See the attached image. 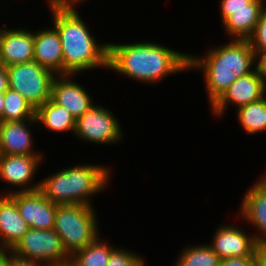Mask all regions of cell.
Returning a JSON list of instances; mask_svg holds the SVG:
<instances>
[{"instance_id":"obj_1","label":"cell","mask_w":266,"mask_h":266,"mask_svg":"<svg viewBox=\"0 0 266 266\" xmlns=\"http://www.w3.org/2000/svg\"><path fill=\"white\" fill-rule=\"evenodd\" d=\"M189 54L157 42H108V69L127 78L155 84L166 77L189 71Z\"/></svg>"},{"instance_id":"obj_2","label":"cell","mask_w":266,"mask_h":266,"mask_svg":"<svg viewBox=\"0 0 266 266\" xmlns=\"http://www.w3.org/2000/svg\"><path fill=\"white\" fill-rule=\"evenodd\" d=\"M52 26L62 43L64 75H78L92 69H108V43H99L79 15L76 6L49 7Z\"/></svg>"},{"instance_id":"obj_3","label":"cell","mask_w":266,"mask_h":266,"mask_svg":"<svg viewBox=\"0 0 266 266\" xmlns=\"http://www.w3.org/2000/svg\"><path fill=\"white\" fill-rule=\"evenodd\" d=\"M256 66L257 57L248 40L231 39L208 48L203 56L189 54V71H202L210 106L235 80L253 72Z\"/></svg>"},{"instance_id":"obj_4","label":"cell","mask_w":266,"mask_h":266,"mask_svg":"<svg viewBox=\"0 0 266 266\" xmlns=\"http://www.w3.org/2000/svg\"><path fill=\"white\" fill-rule=\"evenodd\" d=\"M110 166L76 164L48 175L40 181L39 191L56 205H81L93 207L92 197L110 185Z\"/></svg>"},{"instance_id":"obj_5","label":"cell","mask_w":266,"mask_h":266,"mask_svg":"<svg viewBox=\"0 0 266 266\" xmlns=\"http://www.w3.org/2000/svg\"><path fill=\"white\" fill-rule=\"evenodd\" d=\"M97 213L85 204L57 205L53 230L70 257L100 235Z\"/></svg>"},{"instance_id":"obj_6","label":"cell","mask_w":266,"mask_h":266,"mask_svg":"<svg viewBox=\"0 0 266 266\" xmlns=\"http://www.w3.org/2000/svg\"><path fill=\"white\" fill-rule=\"evenodd\" d=\"M6 69L9 88L19 92L35 110L51 99L55 73L35 61L14 64Z\"/></svg>"},{"instance_id":"obj_7","label":"cell","mask_w":266,"mask_h":266,"mask_svg":"<svg viewBox=\"0 0 266 266\" xmlns=\"http://www.w3.org/2000/svg\"><path fill=\"white\" fill-rule=\"evenodd\" d=\"M11 251L45 266L70 260L60 236L53 229L29 228Z\"/></svg>"},{"instance_id":"obj_8","label":"cell","mask_w":266,"mask_h":266,"mask_svg":"<svg viewBox=\"0 0 266 266\" xmlns=\"http://www.w3.org/2000/svg\"><path fill=\"white\" fill-rule=\"evenodd\" d=\"M123 129L115 114L100 105L93 104L91 108L76 120L74 136L92 144H117L123 139Z\"/></svg>"},{"instance_id":"obj_9","label":"cell","mask_w":266,"mask_h":266,"mask_svg":"<svg viewBox=\"0 0 266 266\" xmlns=\"http://www.w3.org/2000/svg\"><path fill=\"white\" fill-rule=\"evenodd\" d=\"M265 0H220L222 27L230 39L249 40L260 18ZM232 37V38H231Z\"/></svg>"},{"instance_id":"obj_10","label":"cell","mask_w":266,"mask_h":266,"mask_svg":"<svg viewBox=\"0 0 266 266\" xmlns=\"http://www.w3.org/2000/svg\"><path fill=\"white\" fill-rule=\"evenodd\" d=\"M43 158L44 156L0 154V180L9 184V186L11 185L10 187L16 188L15 190L13 188L12 190H7V192L5 190L3 195L39 190L40 180L37 183L32 181H34V176L38 173L37 170L39 171V168H41L40 164L43 163Z\"/></svg>"},{"instance_id":"obj_11","label":"cell","mask_w":266,"mask_h":266,"mask_svg":"<svg viewBox=\"0 0 266 266\" xmlns=\"http://www.w3.org/2000/svg\"><path fill=\"white\" fill-rule=\"evenodd\" d=\"M265 95L266 86L259 71L255 68L253 72L235 80L210 106V109L215 118H220V116H225V110L227 111V107L230 105H234L237 110L263 98Z\"/></svg>"},{"instance_id":"obj_12","label":"cell","mask_w":266,"mask_h":266,"mask_svg":"<svg viewBox=\"0 0 266 266\" xmlns=\"http://www.w3.org/2000/svg\"><path fill=\"white\" fill-rule=\"evenodd\" d=\"M244 231L234 224H220L208 245L221 259L255 256L258 243L253 233L247 234Z\"/></svg>"},{"instance_id":"obj_13","label":"cell","mask_w":266,"mask_h":266,"mask_svg":"<svg viewBox=\"0 0 266 266\" xmlns=\"http://www.w3.org/2000/svg\"><path fill=\"white\" fill-rule=\"evenodd\" d=\"M9 196L16 202L21 217L30 228L53 229L57 205L47 199L39 190L16 192Z\"/></svg>"},{"instance_id":"obj_14","label":"cell","mask_w":266,"mask_h":266,"mask_svg":"<svg viewBox=\"0 0 266 266\" xmlns=\"http://www.w3.org/2000/svg\"><path fill=\"white\" fill-rule=\"evenodd\" d=\"M239 206L238 218L253 225L258 245H266V174L248 188Z\"/></svg>"},{"instance_id":"obj_15","label":"cell","mask_w":266,"mask_h":266,"mask_svg":"<svg viewBox=\"0 0 266 266\" xmlns=\"http://www.w3.org/2000/svg\"><path fill=\"white\" fill-rule=\"evenodd\" d=\"M34 61V30L0 27V65Z\"/></svg>"},{"instance_id":"obj_16","label":"cell","mask_w":266,"mask_h":266,"mask_svg":"<svg viewBox=\"0 0 266 266\" xmlns=\"http://www.w3.org/2000/svg\"><path fill=\"white\" fill-rule=\"evenodd\" d=\"M76 75H57L52 84L51 100L66 108L77 120L83 116L93 104L92 98L84 86L73 77Z\"/></svg>"},{"instance_id":"obj_17","label":"cell","mask_w":266,"mask_h":266,"mask_svg":"<svg viewBox=\"0 0 266 266\" xmlns=\"http://www.w3.org/2000/svg\"><path fill=\"white\" fill-rule=\"evenodd\" d=\"M32 125H37L36 118L25 121L0 122V154L44 156L43 152L33 149Z\"/></svg>"},{"instance_id":"obj_18","label":"cell","mask_w":266,"mask_h":266,"mask_svg":"<svg viewBox=\"0 0 266 266\" xmlns=\"http://www.w3.org/2000/svg\"><path fill=\"white\" fill-rule=\"evenodd\" d=\"M34 61L56 75H64L62 43L52 25L51 28L35 30Z\"/></svg>"},{"instance_id":"obj_19","label":"cell","mask_w":266,"mask_h":266,"mask_svg":"<svg viewBox=\"0 0 266 266\" xmlns=\"http://www.w3.org/2000/svg\"><path fill=\"white\" fill-rule=\"evenodd\" d=\"M29 228L16 202L0 193V251L11 250Z\"/></svg>"},{"instance_id":"obj_20","label":"cell","mask_w":266,"mask_h":266,"mask_svg":"<svg viewBox=\"0 0 266 266\" xmlns=\"http://www.w3.org/2000/svg\"><path fill=\"white\" fill-rule=\"evenodd\" d=\"M35 117L37 126L43 125L48 132L63 134L71 131L70 133L75 134V117L66 108L57 105L51 99L36 109Z\"/></svg>"},{"instance_id":"obj_21","label":"cell","mask_w":266,"mask_h":266,"mask_svg":"<svg viewBox=\"0 0 266 266\" xmlns=\"http://www.w3.org/2000/svg\"><path fill=\"white\" fill-rule=\"evenodd\" d=\"M241 128L251 136L266 132V95L236 110Z\"/></svg>"},{"instance_id":"obj_22","label":"cell","mask_w":266,"mask_h":266,"mask_svg":"<svg viewBox=\"0 0 266 266\" xmlns=\"http://www.w3.org/2000/svg\"><path fill=\"white\" fill-rule=\"evenodd\" d=\"M115 248L109 242H104L99 235L92 243L75 252L70 259L76 266H107Z\"/></svg>"},{"instance_id":"obj_23","label":"cell","mask_w":266,"mask_h":266,"mask_svg":"<svg viewBox=\"0 0 266 266\" xmlns=\"http://www.w3.org/2000/svg\"><path fill=\"white\" fill-rule=\"evenodd\" d=\"M172 266H220L221 258L208 244L185 246Z\"/></svg>"},{"instance_id":"obj_24","label":"cell","mask_w":266,"mask_h":266,"mask_svg":"<svg viewBox=\"0 0 266 266\" xmlns=\"http://www.w3.org/2000/svg\"><path fill=\"white\" fill-rule=\"evenodd\" d=\"M36 110L17 91L8 88L4 92L3 121L15 122L36 118Z\"/></svg>"},{"instance_id":"obj_25","label":"cell","mask_w":266,"mask_h":266,"mask_svg":"<svg viewBox=\"0 0 266 266\" xmlns=\"http://www.w3.org/2000/svg\"><path fill=\"white\" fill-rule=\"evenodd\" d=\"M127 248L117 247L111 252V256L107 266H146L143 255L133 251L126 250ZM145 261V262H144Z\"/></svg>"},{"instance_id":"obj_26","label":"cell","mask_w":266,"mask_h":266,"mask_svg":"<svg viewBox=\"0 0 266 266\" xmlns=\"http://www.w3.org/2000/svg\"><path fill=\"white\" fill-rule=\"evenodd\" d=\"M256 57L266 53V5L262 9L253 35L248 40Z\"/></svg>"},{"instance_id":"obj_27","label":"cell","mask_w":266,"mask_h":266,"mask_svg":"<svg viewBox=\"0 0 266 266\" xmlns=\"http://www.w3.org/2000/svg\"><path fill=\"white\" fill-rule=\"evenodd\" d=\"M8 254V266H45L36 261L16 255L11 250H4Z\"/></svg>"},{"instance_id":"obj_28","label":"cell","mask_w":266,"mask_h":266,"mask_svg":"<svg viewBox=\"0 0 266 266\" xmlns=\"http://www.w3.org/2000/svg\"><path fill=\"white\" fill-rule=\"evenodd\" d=\"M220 266H255V256L221 259Z\"/></svg>"},{"instance_id":"obj_29","label":"cell","mask_w":266,"mask_h":266,"mask_svg":"<svg viewBox=\"0 0 266 266\" xmlns=\"http://www.w3.org/2000/svg\"><path fill=\"white\" fill-rule=\"evenodd\" d=\"M255 266H266V245H258L255 251Z\"/></svg>"},{"instance_id":"obj_30","label":"cell","mask_w":266,"mask_h":266,"mask_svg":"<svg viewBox=\"0 0 266 266\" xmlns=\"http://www.w3.org/2000/svg\"><path fill=\"white\" fill-rule=\"evenodd\" d=\"M86 0H48V7L52 6H78Z\"/></svg>"},{"instance_id":"obj_31","label":"cell","mask_w":266,"mask_h":266,"mask_svg":"<svg viewBox=\"0 0 266 266\" xmlns=\"http://www.w3.org/2000/svg\"><path fill=\"white\" fill-rule=\"evenodd\" d=\"M256 68L259 71L260 76L262 77L263 82L266 86V53L257 56Z\"/></svg>"},{"instance_id":"obj_32","label":"cell","mask_w":266,"mask_h":266,"mask_svg":"<svg viewBox=\"0 0 266 266\" xmlns=\"http://www.w3.org/2000/svg\"><path fill=\"white\" fill-rule=\"evenodd\" d=\"M8 88L9 83L6 66L0 65V93H4Z\"/></svg>"},{"instance_id":"obj_33","label":"cell","mask_w":266,"mask_h":266,"mask_svg":"<svg viewBox=\"0 0 266 266\" xmlns=\"http://www.w3.org/2000/svg\"><path fill=\"white\" fill-rule=\"evenodd\" d=\"M0 266H8V254L5 251H0Z\"/></svg>"},{"instance_id":"obj_34","label":"cell","mask_w":266,"mask_h":266,"mask_svg":"<svg viewBox=\"0 0 266 266\" xmlns=\"http://www.w3.org/2000/svg\"><path fill=\"white\" fill-rule=\"evenodd\" d=\"M4 93H0V122H3Z\"/></svg>"},{"instance_id":"obj_35","label":"cell","mask_w":266,"mask_h":266,"mask_svg":"<svg viewBox=\"0 0 266 266\" xmlns=\"http://www.w3.org/2000/svg\"><path fill=\"white\" fill-rule=\"evenodd\" d=\"M49 266H76L73 262H72V260L70 259V260H68V261H66V262H61V263H56V264H51V265H49Z\"/></svg>"}]
</instances>
